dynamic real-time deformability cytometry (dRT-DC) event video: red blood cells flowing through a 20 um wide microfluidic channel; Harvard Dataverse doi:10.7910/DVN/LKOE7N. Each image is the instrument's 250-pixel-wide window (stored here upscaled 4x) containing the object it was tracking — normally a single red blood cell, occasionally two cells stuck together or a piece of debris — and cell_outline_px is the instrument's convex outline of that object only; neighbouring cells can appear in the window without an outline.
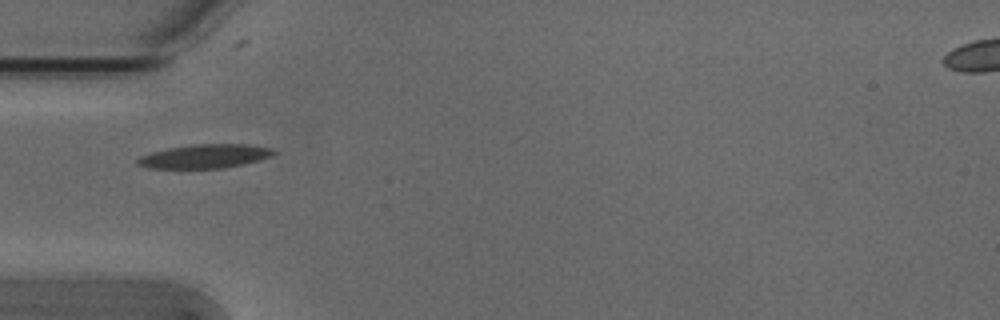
{"species": "Egyptian fruit bat (a non-hibernating species)", "species_latin": "Rousettus aegyptiacus", "temperature_condition": "cold", "stored_images_in_passage": 2, "camera_frame_rate_fps": 3000, "um_per_image_px": 0.085, "animal": {"sex": "male"}, "frame": {"image": 1, "passage_image": 1, "time_ms": 0.0, "image_size_px": [1000, 320], "cell_outline_px": [[276, 152], [272, 156], [260, 160], [244, 164], [224, 168], [148, 168], [136, 164], [136, 160], [140, 156], [152, 152], [168, 148], [192, 144], [248, 144], [272, 148]], "centroid_in_image_um": [17.42, 13.28], "position_along_channel_um": 67.6, "area_um2": 19.02}}
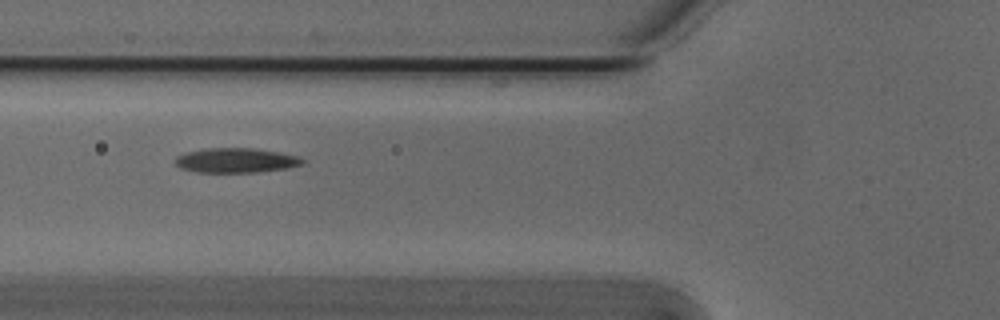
{"frame": {"image": 2, "passage_image": 2, "time_ms": 0.333, "image_size_px": [1000, 320], "cell_outline_px": [[304, 164], [288, 168], [256, 172], [196, 172], [180, 168], [172, 160], [176, 156], [184, 152], [208, 148], [256, 148], [280, 152], [296, 156], [304, 160]], "centroid_in_image_um": [20.02, 13.63], "position_along_channel_um": 105.8, "area_um2": 18.44}}